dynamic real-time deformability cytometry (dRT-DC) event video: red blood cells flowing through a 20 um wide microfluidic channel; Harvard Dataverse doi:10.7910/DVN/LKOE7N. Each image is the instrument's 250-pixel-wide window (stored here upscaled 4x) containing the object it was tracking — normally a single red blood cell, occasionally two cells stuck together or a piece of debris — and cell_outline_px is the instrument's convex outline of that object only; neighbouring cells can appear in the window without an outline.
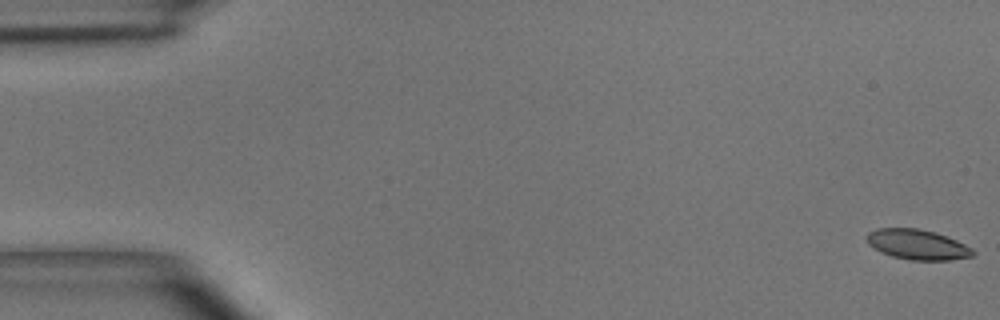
{"species": "common noctule bat (a hibernating species)", "species_latin": "Nyctalus noctula", "temperature_condition": "room temperature", "stored_images_in_passage": 55, "camera_frame_rate_fps": 3000, "um_per_image_px": 0.085, "animal": {"sex": "male", "body_mass_g": 15.6}, "frame": {"image": 1, "passage_image": 1, "time_ms": 0.0, "image_size_px": [1000, 320], "cell_outline_px": [[976, 252], [972, 256], [948, 260], [912, 260], [892, 256], [880, 252], [872, 248], [868, 244], [864, 236], [868, 232], [876, 228], [920, 228], [956, 240], [972, 248]], "centroid_in_image_um": [77.91, 20.78], "position_along_channel_um": 7.1, "area_um2": 18.67}}
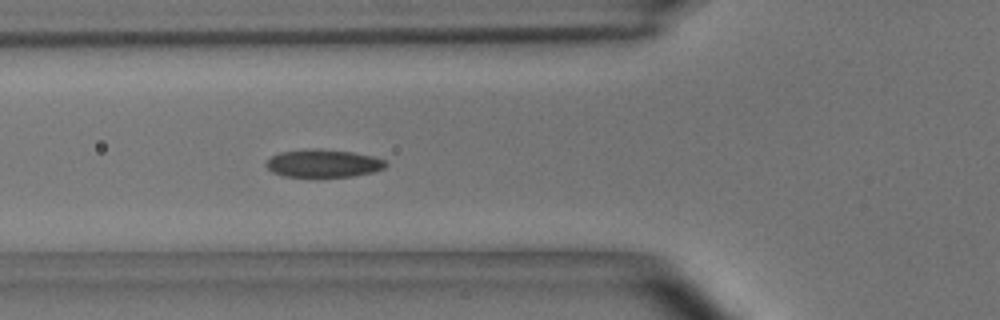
{"frame": {"image": 2, "passage_image": 20, "time_ms": 6.333, "image_size_px": [1000, 320], "cell_outline_px": [[388, 164], [384, 168], [372, 172], [352, 176], [284, 176], [272, 172], [264, 164], [272, 156], [280, 152], [308, 148], [320, 148], [352, 152], [372, 156], [384, 160]], "centroid_in_image_um": [27.46, 13.87], "position_along_channel_um": 98.3, "area_um2": 19.31}}
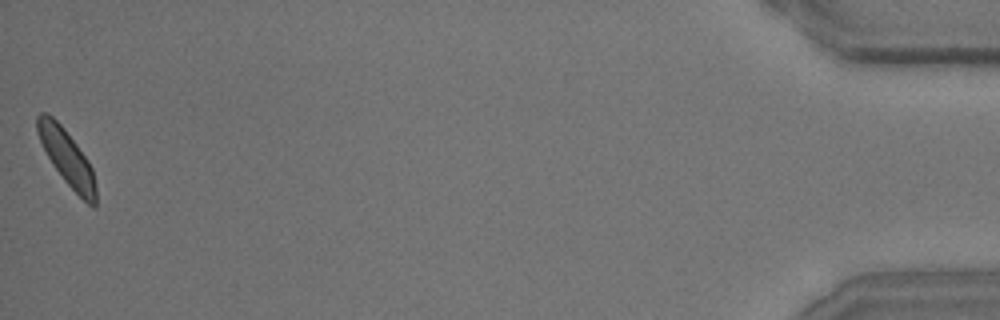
{"frame": {"image": 3, "passage_image": 55, "time_ms": 18.0, "image_size_px": [1000, 320], "cell_outline_px": [[96, 208], [92, 208], [64, 180], [52, 164], [40, 140], [36, 128], [36, 116], [40, 112], [44, 112], [52, 116], [64, 128], [88, 160], [92, 168], [96, 184]], "centroid_in_image_um": [5.7, 13.4], "position_along_channel_um": 429.5, "area_um2": 18.73}, "authors_computed_cell_mechanics": {"area_um2": 19.1896, "velocity_mm_per_s": 3.6442, "shape_relaxation_time_tau1_ms": 3.4066, "shape_relaxation_time_tau2_ms": 1.8166, "deformation_change_tau1": 0.0883, "deformation_change_tau2": 0.0651}}